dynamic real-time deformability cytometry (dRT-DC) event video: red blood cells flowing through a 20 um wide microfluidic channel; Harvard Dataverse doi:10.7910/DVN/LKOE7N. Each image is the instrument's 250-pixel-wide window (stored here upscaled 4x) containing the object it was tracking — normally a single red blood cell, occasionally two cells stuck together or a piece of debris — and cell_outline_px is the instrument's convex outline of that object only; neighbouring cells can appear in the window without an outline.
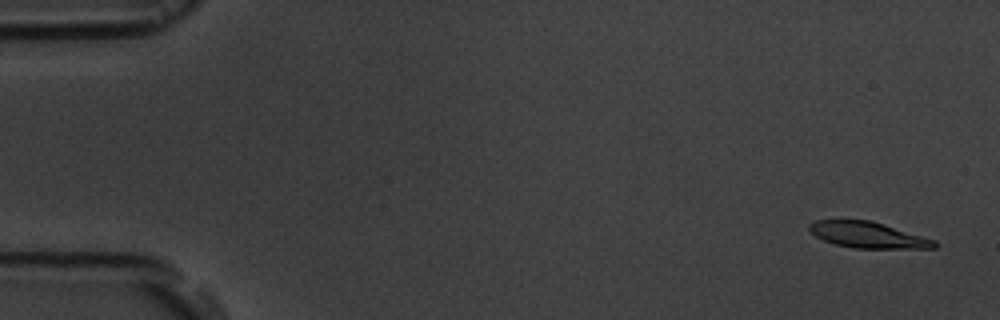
{"species": "common noctule bat (a hibernating species)", "species_latin": "Nyctalus noctula", "temperature_condition": "room temperature", "stored_images_in_passage": 5, "camera_frame_rate_fps": 3000, "um_per_image_px": 0.085, "animal": {"sex": "male", "body_mass_g": 19.5, "forearm_length_mm": 54.6}, "frame": {"image": 1, "passage_image": 1, "time_ms": 0.0, "image_size_px": [1000, 320], "cell_outline_px": [[940, 244], [936, 248], [852, 248], [836, 244], [824, 240], [816, 236], [808, 228], [808, 224], [816, 220], [868, 220], [884, 224], [936, 240]], "centroid_in_image_um": [73.81, 19.97], "position_along_channel_um": 11.2, "area_um2": 18.9}}